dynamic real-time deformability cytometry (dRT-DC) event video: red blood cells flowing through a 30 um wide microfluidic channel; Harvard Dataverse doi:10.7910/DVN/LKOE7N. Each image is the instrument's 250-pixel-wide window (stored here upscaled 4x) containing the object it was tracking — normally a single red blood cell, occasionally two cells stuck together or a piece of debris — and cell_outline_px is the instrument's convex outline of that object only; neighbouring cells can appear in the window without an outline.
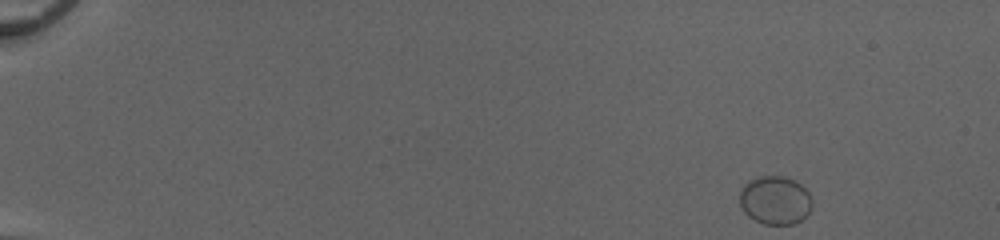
{"species": "common noctule bat (a hibernating species)", "species_latin": "Nyctalus noctula", "temperature_condition": "cold", "stored_images_in_passage": 47, "camera_frame_rate_fps": 3000, "um_per_image_px": 0.085, "animal": {"sex": "female", "body_mass_g": 20.0, "forearm_length_mm": 54.0}, "frame": {"image": 1, "passage_image": 1, "time_ms": 0.0, "image_size_px": [1000, 240], "cell_outline_px": [[812, 208], [800, 220], [792, 224], [764, 224], [748, 216], [740, 208], [740, 188], [748, 180], [760, 176], [784, 176], [800, 184], [808, 192], [812, 200]], "centroid_in_image_um": [65.85, 17.01], "position_along_channel_um": 19.1, "area_um2": 20.46}}
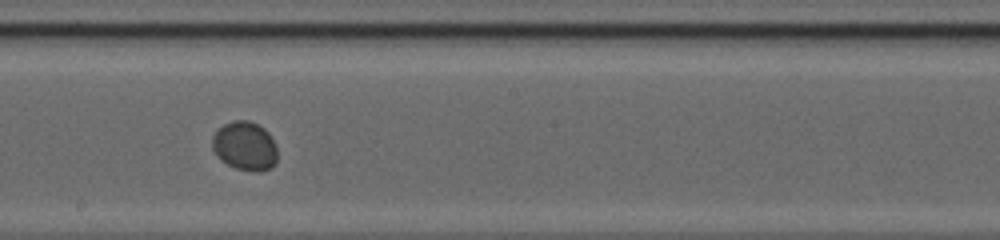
{"frame": {"image": 2, "passage_image": 27, "time_ms": 8.667, "image_size_px": [1000, 240], "cell_outline_px": [[276, 164], [272, 168], [256, 172], [236, 168], [220, 160], [216, 156], [212, 148], [212, 136], [224, 124], [232, 120], [248, 120], [264, 128], [268, 132], [276, 144]], "centroid_in_image_um": [20.82, 12.41], "position_along_channel_um": 227.4, "area_um2": 18.67}}
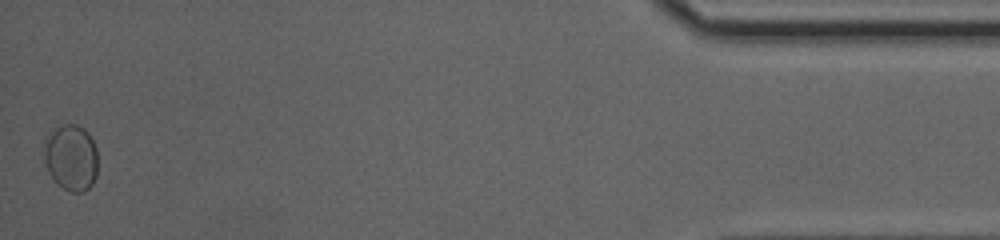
{"frame": {"image": 3, "passage_image": 47, "time_ms": 15.333, "image_size_px": [1000, 240], "cell_outline_px": [[96, 176], [92, 184], [84, 192], [68, 192], [56, 184], [52, 180], [48, 172], [44, 160], [44, 148], [48, 136], [56, 128], [64, 124], [76, 124], [84, 128], [88, 132], [96, 148]], "centroid_in_image_um": [6.03, 13.43], "position_along_channel_um": 429.2, "area_um2": 20.81}, "authors_computed_cell_mechanics": {"area_um2": 18.8428, "velocity_mm_per_s": 4.1297, "shape_relaxation_time_tau1_ms": 1.4988, "shape_relaxation_time_tau2_ms": null, "deformation_change_tau1": 0.0115, "deformation_change_tau2": null}}